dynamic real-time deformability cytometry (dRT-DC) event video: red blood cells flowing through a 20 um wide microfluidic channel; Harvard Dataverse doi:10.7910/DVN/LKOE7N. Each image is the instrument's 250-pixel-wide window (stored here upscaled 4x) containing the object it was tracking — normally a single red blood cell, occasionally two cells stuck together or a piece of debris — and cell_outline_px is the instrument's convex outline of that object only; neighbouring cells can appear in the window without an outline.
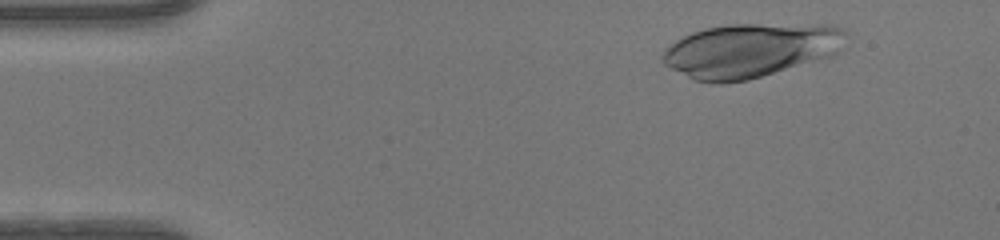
{"species": "human", "species_latin": "Homo sapiens", "temperature_condition": "warm", "stored_images_in_passage": 39, "camera_frame_rate_fps": 3000, "um_per_image_px": 0.085, "donor": {"sex": "female"}, "frame": {"image": 1, "passage_image": 4, "time_ms": 1.0, "image_size_px": [1000, 240], "cell_outline_px": [[848, 32], [836, 52], [828, 56], [748, 80], [720, 84], [716, 84], [696, 80], [664, 64], [660, 60], [660, 56], [676, 40], [692, 32], [704, 28], [728, 24], [828, 24], [844, 28]], "centroid_in_image_um": [63.76, 4.25], "position_along_channel_um": 21.2, "area_um2": 57.34}}
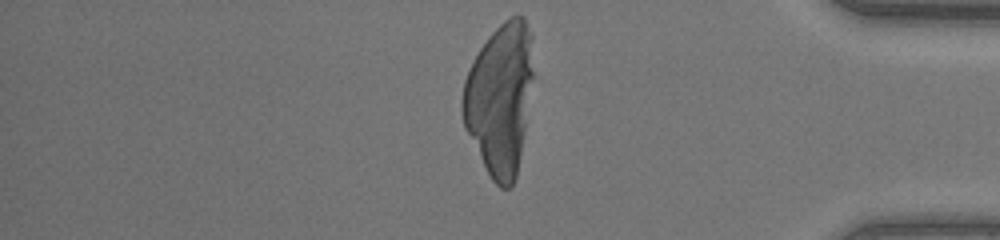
{"frame": {"image": 2, "passage_image": 39, "time_ms": 12.667, "image_size_px": [1000, 240], "cell_outline_px": [[532, 76], [524, 132], [516, 176], [512, 184], [508, 188], [500, 188], [492, 180], [464, 128], [460, 108], [460, 104], [464, 80], [472, 60], [488, 36], [504, 20], [512, 16], [524, 16], [532, 36]], "centroid_in_image_um": [42.45, 8.36], "position_along_channel_um": 392.7, "area_um2": 62.14}}